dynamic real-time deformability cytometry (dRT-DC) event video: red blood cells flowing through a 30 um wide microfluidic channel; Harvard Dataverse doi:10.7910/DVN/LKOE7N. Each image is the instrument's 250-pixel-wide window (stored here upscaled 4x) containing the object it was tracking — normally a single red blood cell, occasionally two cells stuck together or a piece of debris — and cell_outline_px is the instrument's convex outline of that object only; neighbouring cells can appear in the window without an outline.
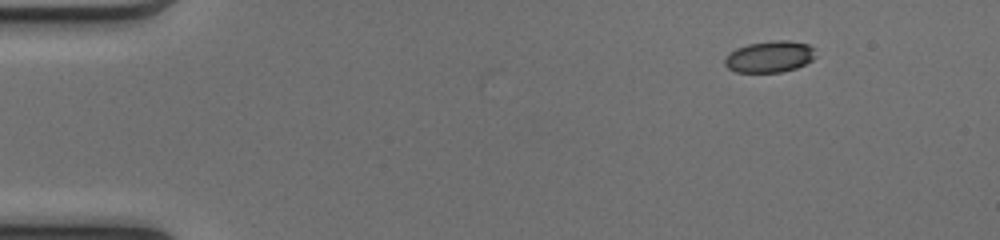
{"species": "common noctule bat (a hibernating species)", "species_latin": "Nyctalus noctula", "temperature_condition": "cold", "stored_images_in_passage": 40, "camera_frame_rate_fps": 3000, "um_per_image_px": 0.085, "animal": {"sex": "female", "body_mass_g": 17.0, "forearm_length_mm": 48.0}, "frame": {"image": 1, "passage_image": 1, "time_ms": 0.0, "image_size_px": [1000, 240], "cell_outline_px": [[816, 56], [812, 60], [796, 68], [780, 72], [736, 72], [728, 68], [724, 64], [724, 60], [728, 52], [736, 48], [748, 44], [772, 40], [788, 40], [808, 44], [816, 48]], "centroid_in_image_um": [65.43, 4.8], "position_along_channel_um": 19.6, "area_um2": 16.88}}
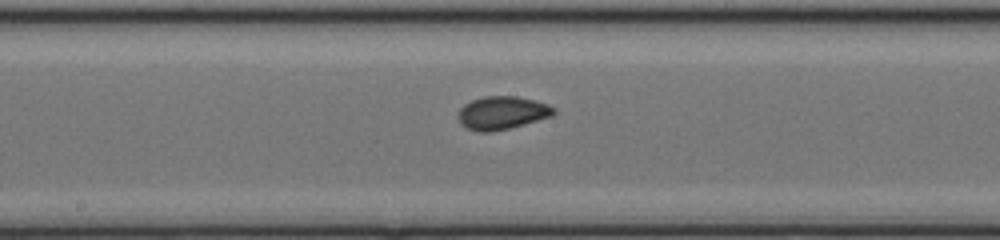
{"frame": {"image": 2, "passage_image": 22, "time_ms": 7.0, "image_size_px": [1000, 240], "cell_outline_px": [[556, 112], [552, 116], [524, 124], [492, 132], [476, 132], [464, 128], [460, 124], [456, 116], [460, 108], [464, 104], [472, 100], [484, 96], [516, 96], [548, 104], [556, 108]], "centroid_in_image_um": [42.63, 9.6], "position_along_channel_um": 205.6, "area_um2": 18.67}}
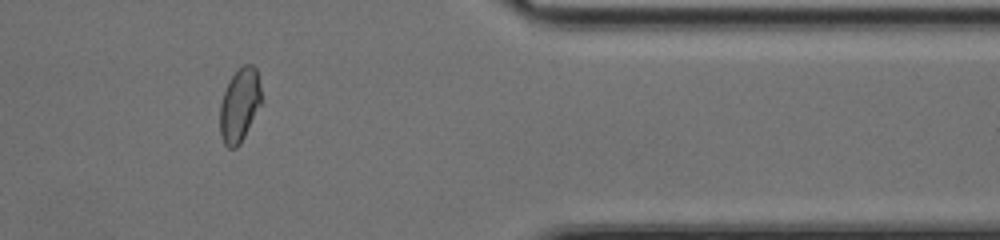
{"frame": {"image": 3, "passage_image": 37, "time_ms": 12.0, "image_size_px": [1000, 240], "cell_outline_px": [[260, 104], [240, 144], [236, 148], [228, 148], [224, 144], [220, 136], [220, 104], [224, 92], [232, 76], [244, 64], [252, 64], [256, 68], [260, 84]], "centroid_in_image_um": [20.34, 8.95], "position_along_channel_um": 391.1, "area_um2": 17.4}, "authors_computed_cell_mechanics": {"area_um2": 17.9469, "velocity_mm_per_s": 4.1356, "shape_relaxation_time_tau1_ms": 4.9178, "shape_relaxation_time_tau2_ms": 0.7471, "deformation_change_tau1": 0.1317, "deformation_change_tau2": 0.0413}}